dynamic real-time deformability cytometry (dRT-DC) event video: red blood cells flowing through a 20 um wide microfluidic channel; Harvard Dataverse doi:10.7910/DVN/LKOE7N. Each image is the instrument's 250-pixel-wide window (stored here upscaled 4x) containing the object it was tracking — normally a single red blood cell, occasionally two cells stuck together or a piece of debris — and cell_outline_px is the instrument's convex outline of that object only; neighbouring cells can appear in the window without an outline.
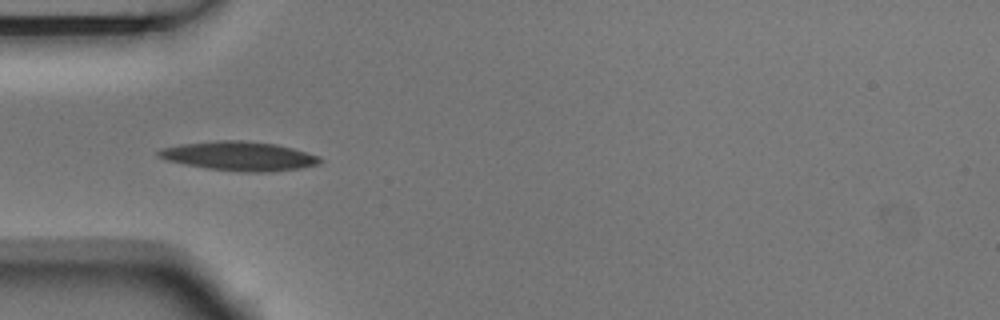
{"species": "Egyptian fruit bat (a non-hibernating species)", "species_latin": "Rousettus aegyptiacus", "temperature_condition": "room temperature", "stored_images_in_passage": 3, "camera_frame_rate_fps": 3000, "um_per_image_px": 0.085, "animal": {"sex": "male"}, "frame": {"image": 1, "passage_image": 3, "time_ms": 0.667, "image_size_px": [1000, 320], "cell_outline_px": [[324, 160], [320, 164], [300, 168], [272, 172], [240, 172], [208, 168], [184, 164], [168, 160], [156, 156], [156, 152], [160, 148], [180, 144], [216, 140], [240, 140], [276, 144], [292, 148], [320, 156]], "centroid_in_image_um": [20.34, 13.27], "position_along_channel_um": 64.7, "area_um2": 27.57}}